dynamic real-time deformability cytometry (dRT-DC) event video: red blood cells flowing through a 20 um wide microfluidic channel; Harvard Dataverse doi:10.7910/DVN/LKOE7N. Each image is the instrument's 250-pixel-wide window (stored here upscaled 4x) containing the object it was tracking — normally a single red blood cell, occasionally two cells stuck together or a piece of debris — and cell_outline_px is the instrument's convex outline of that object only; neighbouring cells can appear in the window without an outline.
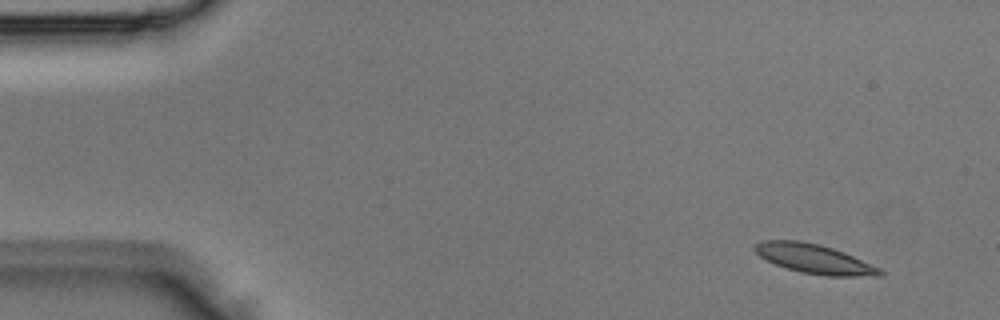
{"species": "Egyptian fruit bat (a non-hibernating species)", "species_latin": "Rousettus aegyptiacus", "temperature_condition": "room temperature", "stored_images_in_passage": 4, "camera_frame_rate_fps": 3000, "um_per_image_px": 0.085, "animal": {"sex": "male"}, "frame": {"image": 1, "passage_image": 1, "time_ms": 0.0, "image_size_px": [1000, 320], "cell_outline_px": [[884, 276], [824, 276], [800, 272], [776, 264], [760, 256], [752, 248], [760, 240], [800, 240], [820, 244], [844, 252], [880, 268], [884, 272]], "centroid_in_image_um": [69.23, 22.0], "position_along_channel_um": 15.8, "area_um2": 21.39}}